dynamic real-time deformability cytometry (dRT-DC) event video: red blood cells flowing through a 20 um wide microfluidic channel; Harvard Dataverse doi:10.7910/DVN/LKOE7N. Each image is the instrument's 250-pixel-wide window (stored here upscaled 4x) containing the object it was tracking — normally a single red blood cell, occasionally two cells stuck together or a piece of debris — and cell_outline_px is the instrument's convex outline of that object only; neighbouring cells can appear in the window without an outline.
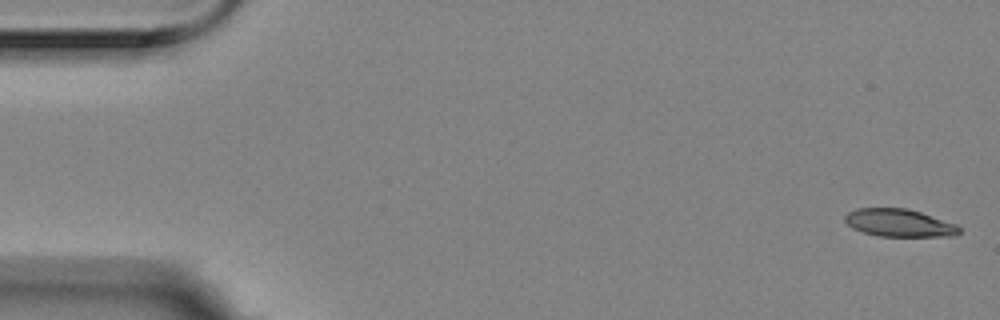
{"species": "Egyptian fruit bat (a non-hibernating species)", "species_latin": "Rousettus aegyptiacus", "temperature_condition": "room temperature", "stored_images_in_passage": 6, "camera_frame_rate_fps": 3000, "um_per_image_px": 0.085, "animal": {"sex": "female"}, "frame": {"image": 1, "passage_image": 1, "time_ms": 0.0, "image_size_px": [1000, 320], "cell_outline_px": [[960, 232], [956, 236], [876, 236], [852, 228], [844, 220], [844, 216], [848, 212], [856, 208], [908, 208], [956, 224], [960, 228]], "centroid_in_image_um": [76.42, 18.94], "position_along_channel_um": 8.6, "area_um2": 18.44}}
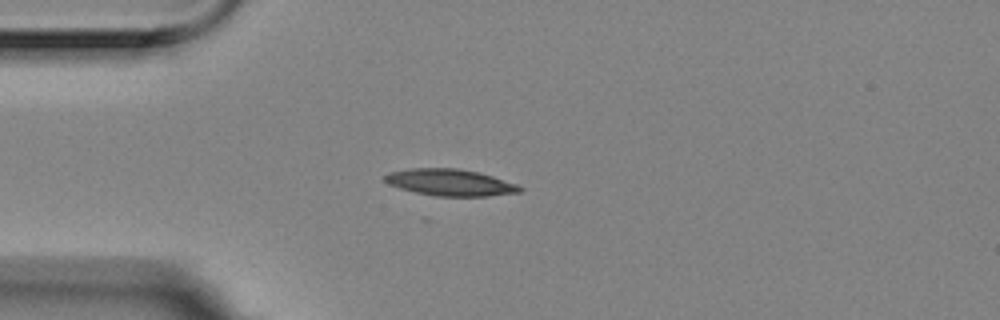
{"frame": {"image": 2, "passage_image": 4, "time_ms": 1.0, "image_size_px": [1000, 320], "cell_outline_px": [[524, 188], [520, 192], [488, 196], [436, 196], [416, 192], [400, 188], [388, 184], [384, 180], [384, 176], [388, 172], [412, 168], [456, 168], [480, 172], [516, 184]], "centroid_in_image_um": [38.25, 15.5], "position_along_channel_um": 46.7, "area_um2": 20.92}}
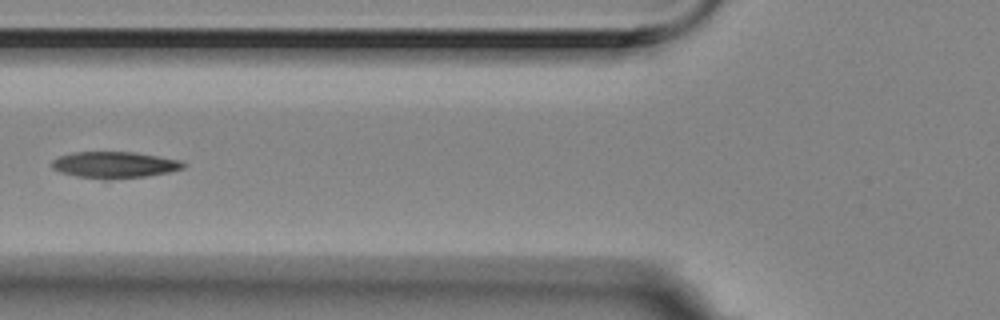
{"frame": {"image": 3, "passage_image": 6, "time_ms": 1.667, "image_size_px": [1000, 320], "cell_outline_px": [[188, 164], [184, 168], [168, 172], [144, 176], [108, 180], [104, 180], [76, 176], [60, 172], [52, 168], [52, 160], [60, 156], [72, 152], [136, 152], [184, 160]], "centroid_in_image_um": [9.77, 14.01], "position_along_channel_um": 116.0, "area_um2": 20.52}}